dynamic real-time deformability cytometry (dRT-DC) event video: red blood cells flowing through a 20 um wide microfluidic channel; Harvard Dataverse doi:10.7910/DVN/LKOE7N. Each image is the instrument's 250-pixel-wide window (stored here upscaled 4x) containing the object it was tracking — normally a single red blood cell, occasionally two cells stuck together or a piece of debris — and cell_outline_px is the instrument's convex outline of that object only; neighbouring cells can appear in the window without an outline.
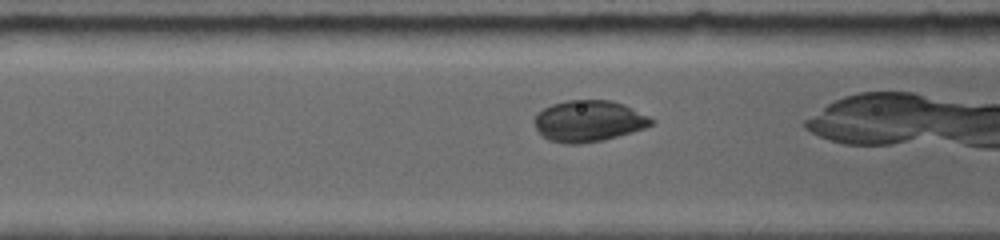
{"species": "common noctule bat (a hibernating species)", "species_latin": "Nyctalus noctula", "temperature_condition": "room temperature", "stored_images_in_passage": 7, "camera_frame_rate_fps": 5000, "um_per_image_px": 0.085, "animal": {"sex": "female", "body_mass_g": 19.0, "forearm_length_mm": 56.7}, "frame": {"image": 1, "passage_image": 4, "time_ms": 1.2, "image_size_px": [1000, 240], "cell_outline_px": [[656, 120], [652, 124], [644, 128], [632, 132], [604, 140], [576, 144], [568, 144], [548, 140], [536, 128], [532, 120], [536, 112], [552, 104], [568, 100], [608, 100], [624, 104]], "centroid_in_image_um": [50.01, 10.28], "position_along_channel_um": 116.6, "area_um2": 28.15}}
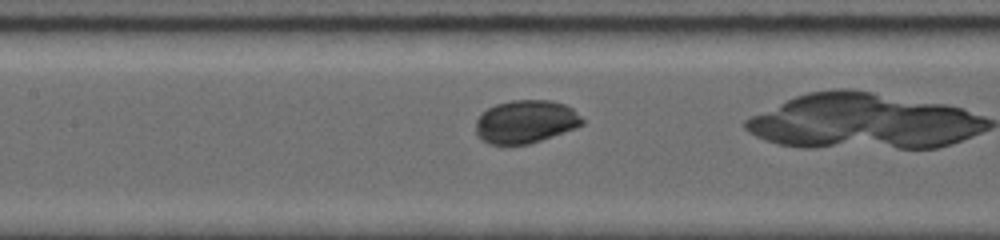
{"frame": {"image": 2, "passage_image": 7, "time_ms": 2.4, "image_size_px": [1000, 240], "cell_outline_px": [[584, 124], [576, 128], [528, 144], [488, 144], [480, 140], [476, 132], [476, 120], [480, 112], [496, 104], [512, 100], [552, 100], [564, 104], [572, 108], [584, 120]], "centroid_in_image_um": [44.65, 10.34], "position_along_channel_um": 162.7, "area_um2": 26.82}}